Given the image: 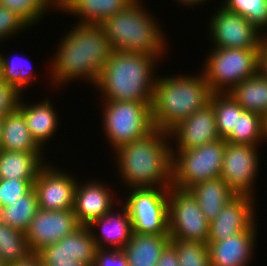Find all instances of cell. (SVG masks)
Listing matches in <instances>:
<instances>
[{
    "instance_id": "obj_32",
    "label": "cell",
    "mask_w": 267,
    "mask_h": 266,
    "mask_svg": "<svg viewBox=\"0 0 267 266\" xmlns=\"http://www.w3.org/2000/svg\"><path fill=\"white\" fill-rule=\"evenodd\" d=\"M0 6L19 15L31 27L38 24L45 13L49 15L50 10L58 11L59 0H0Z\"/></svg>"
},
{
    "instance_id": "obj_35",
    "label": "cell",
    "mask_w": 267,
    "mask_h": 266,
    "mask_svg": "<svg viewBox=\"0 0 267 266\" xmlns=\"http://www.w3.org/2000/svg\"><path fill=\"white\" fill-rule=\"evenodd\" d=\"M222 6L239 13L260 30H267V0H222Z\"/></svg>"
},
{
    "instance_id": "obj_3",
    "label": "cell",
    "mask_w": 267,
    "mask_h": 266,
    "mask_svg": "<svg viewBox=\"0 0 267 266\" xmlns=\"http://www.w3.org/2000/svg\"><path fill=\"white\" fill-rule=\"evenodd\" d=\"M161 57L112 50L94 88L102 100L152 104L155 67Z\"/></svg>"
},
{
    "instance_id": "obj_13",
    "label": "cell",
    "mask_w": 267,
    "mask_h": 266,
    "mask_svg": "<svg viewBox=\"0 0 267 266\" xmlns=\"http://www.w3.org/2000/svg\"><path fill=\"white\" fill-rule=\"evenodd\" d=\"M60 169L50 161L40 169L33 183L39 208L54 211L73 209L78 178Z\"/></svg>"
},
{
    "instance_id": "obj_47",
    "label": "cell",
    "mask_w": 267,
    "mask_h": 266,
    "mask_svg": "<svg viewBox=\"0 0 267 266\" xmlns=\"http://www.w3.org/2000/svg\"><path fill=\"white\" fill-rule=\"evenodd\" d=\"M0 266H8V265L0 258Z\"/></svg>"
},
{
    "instance_id": "obj_42",
    "label": "cell",
    "mask_w": 267,
    "mask_h": 266,
    "mask_svg": "<svg viewBox=\"0 0 267 266\" xmlns=\"http://www.w3.org/2000/svg\"><path fill=\"white\" fill-rule=\"evenodd\" d=\"M8 266H44L40 257L37 254L30 255L25 261L13 263Z\"/></svg>"
},
{
    "instance_id": "obj_14",
    "label": "cell",
    "mask_w": 267,
    "mask_h": 266,
    "mask_svg": "<svg viewBox=\"0 0 267 266\" xmlns=\"http://www.w3.org/2000/svg\"><path fill=\"white\" fill-rule=\"evenodd\" d=\"M80 227L73 209L45 210L38 208L25 232L29 249L37 254Z\"/></svg>"
},
{
    "instance_id": "obj_15",
    "label": "cell",
    "mask_w": 267,
    "mask_h": 266,
    "mask_svg": "<svg viewBox=\"0 0 267 266\" xmlns=\"http://www.w3.org/2000/svg\"><path fill=\"white\" fill-rule=\"evenodd\" d=\"M96 244L88 226H80L58 242L42 248L37 255L44 266L76 262L93 265Z\"/></svg>"
},
{
    "instance_id": "obj_43",
    "label": "cell",
    "mask_w": 267,
    "mask_h": 266,
    "mask_svg": "<svg viewBox=\"0 0 267 266\" xmlns=\"http://www.w3.org/2000/svg\"><path fill=\"white\" fill-rule=\"evenodd\" d=\"M177 2V4L179 3L181 6H190L192 8H194L195 6H199V5H203L205 4L207 1L210 0H175Z\"/></svg>"
},
{
    "instance_id": "obj_25",
    "label": "cell",
    "mask_w": 267,
    "mask_h": 266,
    "mask_svg": "<svg viewBox=\"0 0 267 266\" xmlns=\"http://www.w3.org/2000/svg\"><path fill=\"white\" fill-rule=\"evenodd\" d=\"M170 243L169 235H147L133 232L122 249L128 266H156L164 248Z\"/></svg>"
},
{
    "instance_id": "obj_38",
    "label": "cell",
    "mask_w": 267,
    "mask_h": 266,
    "mask_svg": "<svg viewBox=\"0 0 267 266\" xmlns=\"http://www.w3.org/2000/svg\"><path fill=\"white\" fill-rule=\"evenodd\" d=\"M22 95L14 85L0 80V118L18 109Z\"/></svg>"
},
{
    "instance_id": "obj_30",
    "label": "cell",
    "mask_w": 267,
    "mask_h": 266,
    "mask_svg": "<svg viewBox=\"0 0 267 266\" xmlns=\"http://www.w3.org/2000/svg\"><path fill=\"white\" fill-rule=\"evenodd\" d=\"M32 254L25 232L12 228L0 220V258L10 265L25 261Z\"/></svg>"
},
{
    "instance_id": "obj_4",
    "label": "cell",
    "mask_w": 267,
    "mask_h": 266,
    "mask_svg": "<svg viewBox=\"0 0 267 266\" xmlns=\"http://www.w3.org/2000/svg\"><path fill=\"white\" fill-rule=\"evenodd\" d=\"M157 76L151 104L155 129L169 132L178 123L206 106L212 91L204 73Z\"/></svg>"
},
{
    "instance_id": "obj_31",
    "label": "cell",
    "mask_w": 267,
    "mask_h": 266,
    "mask_svg": "<svg viewBox=\"0 0 267 266\" xmlns=\"http://www.w3.org/2000/svg\"><path fill=\"white\" fill-rule=\"evenodd\" d=\"M210 103L215 112L218 135L226 139L237 128L238 114L244 109L229 93H212Z\"/></svg>"
},
{
    "instance_id": "obj_21",
    "label": "cell",
    "mask_w": 267,
    "mask_h": 266,
    "mask_svg": "<svg viewBox=\"0 0 267 266\" xmlns=\"http://www.w3.org/2000/svg\"><path fill=\"white\" fill-rule=\"evenodd\" d=\"M23 99L22 95L18 110L24 115L35 142L45 150L46 142L49 144L50 139L54 138L57 127L60 125L59 114L56 112L57 110H54L55 106L48 98H44L45 100L41 102H30V104Z\"/></svg>"
},
{
    "instance_id": "obj_40",
    "label": "cell",
    "mask_w": 267,
    "mask_h": 266,
    "mask_svg": "<svg viewBox=\"0 0 267 266\" xmlns=\"http://www.w3.org/2000/svg\"><path fill=\"white\" fill-rule=\"evenodd\" d=\"M156 266H179L177 252L170 243L162 251Z\"/></svg>"
},
{
    "instance_id": "obj_44",
    "label": "cell",
    "mask_w": 267,
    "mask_h": 266,
    "mask_svg": "<svg viewBox=\"0 0 267 266\" xmlns=\"http://www.w3.org/2000/svg\"><path fill=\"white\" fill-rule=\"evenodd\" d=\"M53 266H93V265H85V264H80V263H76V262H70V263H63V264H56Z\"/></svg>"
},
{
    "instance_id": "obj_36",
    "label": "cell",
    "mask_w": 267,
    "mask_h": 266,
    "mask_svg": "<svg viewBox=\"0 0 267 266\" xmlns=\"http://www.w3.org/2000/svg\"><path fill=\"white\" fill-rule=\"evenodd\" d=\"M35 180L0 179V208L19 200L32 188Z\"/></svg>"
},
{
    "instance_id": "obj_2",
    "label": "cell",
    "mask_w": 267,
    "mask_h": 266,
    "mask_svg": "<svg viewBox=\"0 0 267 266\" xmlns=\"http://www.w3.org/2000/svg\"><path fill=\"white\" fill-rule=\"evenodd\" d=\"M171 139L155 129L149 135L119 147L114 159L119 179L128 189L172 186Z\"/></svg>"
},
{
    "instance_id": "obj_11",
    "label": "cell",
    "mask_w": 267,
    "mask_h": 266,
    "mask_svg": "<svg viewBox=\"0 0 267 266\" xmlns=\"http://www.w3.org/2000/svg\"><path fill=\"white\" fill-rule=\"evenodd\" d=\"M212 15L207 28L212 48L258 49L264 32L254 23L221 4Z\"/></svg>"
},
{
    "instance_id": "obj_18",
    "label": "cell",
    "mask_w": 267,
    "mask_h": 266,
    "mask_svg": "<svg viewBox=\"0 0 267 266\" xmlns=\"http://www.w3.org/2000/svg\"><path fill=\"white\" fill-rule=\"evenodd\" d=\"M101 182L91 178L85 180V184L77 181L73 211L80 226H89L94 220L118 206L114 191Z\"/></svg>"
},
{
    "instance_id": "obj_46",
    "label": "cell",
    "mask_w": 267,
    "mask_h": 266,
    "mask_svg": "<svg viewBox=\"0 0 267 266\" xmlns=\"http://www.w3.org/2000/svg\"><path fill=\"white\" fill-rule=\"evenodd\" d=\"M264 122H265V137L267 140V116L264 118Z\"/></svg>"
},
{
    "instance_id": "obj_33",
    "label": "cell",
    "mask_w": 267,
    "mask_h": 266,
    "mask_svg": "<svg viewBox=\"0 0 267 266\" xmlns=\"http://www.w3.org/2000/svg\"><path fill=\"white\" fill-rule=\"evenodd\" d=\"M26 61L28 62L27 58L15 56L11 58L10 55L7 57L4 53H1L0 80L14 85L22 93L37 77L33 74L31 61L28 62V65Z\"/></svg>"
},
{
    "instance_id": "obj_23",
    "label": "cell",
    "mask_w": 267,
    "mask_h": 266,
    "mask_svg": "<svg viewBox=\"0 0 267 266\" xmlns=\"http://www.w3.org/2000/svg\"><path fill=\"white\" fill-rule=\"evenodd\" d=\"M188 190L197 199L203 215L209 222L213 221L223 207L237 195L221 177L196 183Z\"/></svg>"
},
{
    "instance_id": "obj_26",
    "label": "cell",
    "mask_w": 267,
    "mask_h": 266,
    "mask_svg": "<svg viewBox=\"0 0 267 266\" xmlns=\"http://www.w3.org/2000/svg\"><path fill=\"white\" fill-rule=\"evenodd\" d=\"M1 149L18 152H44L33 139L24 115L17 109L3 118Z\"/></svg>"
},
{
    "instance_id": "obj_28",
    "label": "cell",
    "mask_w": 267,
    "mask_h": 266,
    "mask_svg": "<svg viewBox=\"0 0 267 266\" xmlns=\"http://www.w3.org/2000/svg\"><path fill=\"white\" fill-rule=\"evenodd\" d=\"M225 141L252 146H260L261 143L267 142L264 118L255 112L243 110L238 114L237 128H234Z\"/></svg>"
},
{
    "instance_id": "obj_41",
    "label": "cell",
    "mask_w": 267,
    "mask_h": 266,
    "mask_svg": "<svg viewBox=\"0 0 267 266\" xmlns=\"http://www.w3.org/2000/svg\"><path fill=\"white\" fill-rule=\"evenodd\" d=\"M258 72L267 78V35H263L258 47Z\"/></svg>"
},
{
    "instance_id": "obj_37",
    "label": "cell",
    "mask_w": 267,
    "mask_h": 266,
    "mask_svg": "<svg viewBox=\"0 0 267 266\" xmlns=\"http://www.w3.org/2000/svg\"><path fill=\"white\" fill-rule=\"evenodd\" d=\"M28 28L30 26L19 15L0 6V43Z\"/></svg>"
},
{
    "instance_id": "obj_8",
    "label": "cell",
    "mask_w": 267,
    "mask_h": 266,
    "mask_svg": "<svg viewBox=\"0 0 267 266\" xmlns=\"http://www.w3.org/2000/svg\"><path fill=\"white\" fill-rule=\"evenodd\" d=\"M225 139L215 140L172 155V186L188 190L196 183L221 176Z\"/></svg>"
},
{
    "instance_id": "obj_1",
    "label": "cell",
    "mask_w": 267,
    "mask_h": 266,
    "mask_svg": "<svg viewBox=\"0 0 267 266\" xmlns=\"http://www.w3.org/2000/svg\"><path fill=\"white\" fill-rule=\"evenodd\" d=\"M57 46L49 64L52 87L58 89L78 79L95 87L112 52L101 26L76 22Z\"/></svg>"
},
{
    "instance_id": "obj_17",
    "label": "cell",
    "mask_w": 267,
    "mask_h": 266,
    "mask_svg": "<svg viewBox=\"0 0 267 266\" xmlns=\"http://www.w3.org/2000/svg\"><path fill=\"white\" fill-rule=\"evenodd\" d=\"M255 198V199H254ZM256 196L236 195L209 223L208 242L226 240L247 230L256 220Z\"/></svg>"
},
{
    "instance_id": "obj_22",
    "label": "cell",
    "mask_w": 267,
    "mask_h": 266,
    "mask_svg": "<svg viewBox=\"0 0 267 266\" xmlns=\"http://www.w3.org/2000/svg\"><path fill=\"white\" fill-rule=\"evenodd\" d=\"M135 0H59V10L78 17L79 24L100 25L104 20L124 11Z\"/></svg>"
},
{
    "instance_id": "obj_7",
    "label": "cell",
    "mask_w": 267,
    "mask_h": 266,
    "mask_svg": "<svg viewBox=\"0 0 267 266\" xmlns=\"http://www.w3.org/2000/svg\"><path fill=\"white\" fill-rule=\"evenodd\" d=\"M204 60V76L212 93H228L258 73V49L211 48Z\"/></svg>"
},
{
    "instance_id": "obj_6",
    "label": "cell",
    "mask_w": 267,
    "mask_h": 266,
    "mask_svg": "<svg viewBox=\"0 0 267 266\" xmlns=\"http://www.w3.org/2000/svg\"><path fill=\"white\" fill-rule=\"evenodd\" d=\"M102 129L113 152L155 130L151 104L137 101L100 100Z\"/></svg>"
},
{
    "instance_id": "obj_27",
    "label": "cell",
    "mask_w": 267,
    "mask_h": 266,
    "mask_svg": "<svg viewBox=\"0 0 267 266\" xmlns=\"http://www.w3.org/2000/svg\"><path fill=\"white\" fill-rule=\"evenodd\" d=\"M244 109L267 116V78L259 72L235 85L228 92Z\"/></svg>"
},
{
    "instance_id": "obj_10",
    "label": "cell",
    "mask_w": 267,
    "mask_h": 266,
    "mask_svg": "<svg viewBox=\"0 0 267 266\" xmlns=\"http://www.w3.org/2000/svg\"><path fill=\"white\" fill-rule=\"evenodd\" d=\"M168 221L170 239L208 243L210 222L189 190L169 188Z\"/></svg>"
},
{
    "instance_id": "obj_19",
    "label": "cell",
    "mask_w": 267,
    "mask_h": 266,
    "mask_svg": "<svg viewBox=\"0 0 267 266\" xmlns=\"http://www.w3.org/2000/svg\"><path fill=\"white\" fill-rule=\"evenodd\" d=\"M256 223L255 221L247 230L226 240L208 242L210 266H248L251 264L256 243H258Z\"/></svg>"
},
{
    "instance_id": "obj_16",
    "label": "cell",
    "mask_w": 267,
    "mask_h": 266,
    "mask_svg": "<svg viewBox=\"0 0 267 266\" xmlns=\"http://www.w3.org/2000/svg\"><path fill=\"white\" fill-rule=\"evenodd\" d=\"M168 133L170 139H173L171 142L172 155L177 150H188L219 140L213 105L209 102L202 109L195 111L192 115L178 123ZM173 146L176 149H173Z\"/></svg>"
},
{
    "instance_id": "obj_34",
    "label": "cell",
    "mask_w": 267,
    "mask_h": 266,
    "mask_svg": "<svg viewBox=\"0 0 267 266\" xmlns=\"http://www.w3.org/2000/svg\"><path fill=\"white\" fill-rule=\"evenodd\" d=\"M170 244L177 252L179 266H210L207 243L170 239Z\"/></svg>"
},
{
    "instance_id": "obj_12",
    "label": "cell",
    "mask_w": 267,
    "mask_h": 266,
    "mask_svg": "<svg viewBox=\"0 0 267 266\" xmlns=\"http://www.w3.org/2000/svg\"><path fill=\"white\" fill-rule=\"evenodd\" d=\"M258 147L225 142L220 177L237 195H255L254 185L260 167Z\"/></svg>"
},
{
    "instance_id": "obj_24",
    "label": "cell",
    "mask_w": 267,
    "mask_h": 266,
    "mask_svg": "<svg viewBox=\"0 0 267 266\" xmlns=\"http://www.w3.org/2000/svg\"><path fill=\"white\" fill-rule=\"evenodd\" d=\"M43 155V152L0 149V179L35 180L40 169L47 163Z\"/></svg>"
},
{
    "instance_id": "obj_39",
    "label": "cell",
    "mask_w": 267,
    "mask_h": 266,
    "mask_svg": "<svg viewBox=\"0 0 267 266\" xmlns=\"http://www.w3.org/2000/svg\"><path fill=\"white\" fill-rule=\"evenodd\" d=\"M93 266H128V262L122 250L97 248Z\"/></svg>"
},
{
    "instance_id": "obj_29",
    "label": "cell",
    "mask_w": 267,
    "mask_h": 266,
    "mask_svg": "<svg viewBox=\"0 0 267 266\" xmlns=\"http://www.w3.org/2000/svg\"><path fill=\"white\" fill-rule=\"evenodd\" d=\"M38 208L37 194L35 189L32 188L19 200L0 208V220L12 228L26 232Z\"/></svg>"
},
{
    "instance_id": "obj_45",
    "label": "cell",
    "mask_w": 267,
    "mask_h": 266,
    "mask_svg": "<svg viewBox=\"0 0 267 266\" xmlns=\"http://www.w3.org/2000/svg\"><path fill=\"white\" fill-rule=\"evenodd\" d=\"M3 118H0V149H1V131H2Z\"/></svg>"
},
{
    "instance_id": "obj_9",
    "label": "cell",
    "mask_w": 267,
    "mask_h": 266,
    "mask_svg": "<svg viewBox=\"0 0 267 266\" xmlns=\"http://www.w3.org/2000/svg\"><path fill=\"white\" fill-rule=\"evenodd\" d=\"M168 190L159 187L133 188L129 189L125 198L122 197L120 202L127 208L133 232L169 235Z\"/></svg>"
},
{
    "instance_id": "obj_20",
    "label": "cell",
    "mask_w": 267,
    "mask_h": 266,
    "mask_svg": "<svg viewBox=\"0 0 267 266\" xmlns=\"http://www.w3.org/2000/svg\"><path fill=\"white\" fill-rule=\"evenodd\" d=\"M118 199L117 203H120V207L122 205L121 210L116 211L115 209H112L102 217L94 220L88 226L96 247L99 249L122 250L133 235L132 222L127 208L120 202L121 200L119 197ZM96 229H98V231Z\"/></svg>"
},
{
    "instance_id": "obj_5",
    "label": "cell",
    "mask_w": 267,
    "mask_h": 266,
    "mask_svg": "<svg viewBox=\"0 0 267 266\" xmlns=\"http://www.w3.org/2000/svg\"><path fill=\"white\" fill-rule=\"evenodd\" d=\"M142 2L135 0L124 11L104 20L100 26L108 37L112 50L166 56V33L158 24V19L147 11Z\"/></svg>"
}]
</instances>
